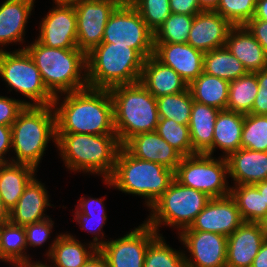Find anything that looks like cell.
Here are the masks:
<instances>
[{
	"label": "cell",
	"instance_id": "1",
	"mask_svg": "<svg viewBox=\"0 0 267 267\" xmlns=\"http://www.w3.org/2000/svg\"><path fill=\"white\" fill-rule=\"evenodd\" d=\"M63 94V102H59L61 97L57 95L52 104L56 133L116 134L108 89L86 87Z\"/></svg>",
	"mask_w": 267,
	"mask_h": 267
},
{
	"label": "cell",
	"instance_id": "2",
	"mask_svg": "<svg viewBox=\"0 0 267 267\" xmlns=\"http://www.w3.org/2000/svg\"><path fill=\"white\" fill-rule=\"evenodd\" d=\"M23 49L29 53L46 88L54 96L88 87L87 54L79 48H50L36 39Z\"/></svg>",
	"mask_w": 267,
	"mask_h": 267
},
{
	"label": "cell",
	"instance_id": "3",
	"mask_svg": "<svg viewBox=\"0 0 267 267\" xmlns=\"http://www.w3.org/2000/svg\"><path fill=\"white\" fill-rule=\"evenodd\" d=\"M57 148L67 169L102 175L108 179L115 168L121 143L116 134L56 133Z\"/></svg>",
	"mask_w": 267,
	"mask_h": 267
},
{
	"label": "cell",
	"instance_id": "4",
	"mask_svg": "<svg viewBox=\"0 0 267 267\" xmlns=\"http://www.w3.org/2000/svg\"><path fill=\"white\" fill-rule=\"evenodd\" d=\"M174 171L162 164L142 160L120 148L112 175L104 182L123 193L144 197L147 207L169 188Z\"/></svg>",
	"mask_w": 267,
	"mask_h": 267
},
{
	"label": "cell",
	"instance_id": "5",
	"mask_svg": "<svg viewBox=\"0 0 267 267\" xmlns=\"http://www.w3.org/2000/svg\"><path fill=\"white\" fill-rule=\"evenodd\" d=\"M50 139L57 144L53 106H25L11 125L12 149L16 157L8 158V162L37 169Z\"/></svg>",
	"mask_w": 267,
	"mask_h": 267
},
{
	"label": "cell",
	"instance_id": "6",
	"mask_svg": "<svg viewBox=\"0 0 267 267\" xmlns=\"http://www.w3.org/2000/svg\"><path fill=\"white\" fill-rule=\"evenodd\" d=\"M108 90L113 101L114 128L121 145L139 133L156 130L157 99L141 82L117 85Z\"/></svg>",
	"mask_w": 267,
	"mask_h": 267
},
{
	"label": "cell",
	"instance_id": "7",
	"mask_svg": "<svg viewBox=\"0 0 267 267\" xmlns=\"http://www.w3.org/2000/svg\"><path fill=\"white\" fill-rule=\"evenodd\" d=\"M144 61L136 49L101 43L87 53L88 87L110 89L140 82Z\"/></svg>",
	"mask_w": 267,
	"mask_h": 267
},
{
	"label": "cell",
	"instance_id": "8",
	"mask_svg": "<svg viewBox=\"0 0 267 267\" xmlns=\"http://www.w3.org/2000/svg\"><path fill=\"white\" fill-rule=\"evenodd\" d=\"M210 199L206 193L183 186L174 179L151 205V214L145 222L157 233L162 225L175 227L181 232L190 227Z\"/></svg>",
	"mask_w": 267,
	"mask_h": 267
},
{
	"label": "cell",
	"instance_id": "9",
	"mask_svg": "<svg viewBox=\"0 0 267 267\" xmlns=\"http://www.w3.org/2000/svg\"><path fill=\"white\" fill-rule=\"evenodd\" d=\"M212 156L196 153L182 157L174 171V179L183 186L206 193L210 198L229 196L227 159Z\"/></svg>",
	"mask_w": 267,
	"mask_h": 267
},
{
	"label": "cell",
	"instance_id": "10",
	"mask_svg": "<svg viewBox=\"0 0 267 267\" xmlns=\"http://www.w3.org/2000/svg\"><path fill=\"white\" fill-rule=\"evenodd\" d=\"M0 77L7 86L31 100L30 106L52 105L55 96L46 88L29 53L21 48L0 51Z\"/></svg>",
	"mask_w": 267,
	"mask_h": 267
},
{
	"label": "cell",
	"instance_id": "11",
	"mask_svg": "<svg viewBox=\"0 0 267 267\" xmlns=\"http://www.w3.org/2000/svg\"><path fill=\"white\" fill-rule=\"evenodd\" d=\"M102 43L128 46L145 59L154 54V32L132 4L115 8L105 26Z\"/></svg>",
	"mask_w": 267,
	"mask_h": 267
},
{
	"label": "cell",
	"instance_id": "12",
	"mask_svg": "<svg viewBox=\"0 0 267 267\" xmlns=\"http://www.w3.org/2000/svg\"><path fill=\"white\" fill-rule=\"evenodd\" d=\"M158 235L144 222L123 237L106 241L98 250L108 267H143L147 247Z\"/></svg>",
	"mask_w": 267,
	"mask_h": 267
},
{
	"label": "cell",
	"instance_id": "13",
	"mask_svg": "<svg viewBox=\"0 0 267 267\" xmlns=\"http://www.w3.org/2000/svg\"><path fill=\"white\" fill-rule=\"evenodd\" d=\"M178 234L179 241L192 256L188 257L185 254L186 267H226V236L191 230L189 227Z\"/></svg>",
	"mask_w": 267,
	"mask_h": 267
},
{
	"label": "cell",
	"instance_id": "14",
	"mask_svg": "<svg viewBox=\"0 0 267 267\" xmlns=\"http://www.w3.org/2000/svg\"><path fill=\"white\" fill-rule=\"evenodd\" d=\"M117 6L112 0H82L75 6L80 50L87 54L102 43L105 26Z\"/></svg>",
	"mask_w": 267,
	"mask_h": 267
},
{
	"label": "cell",
	"instance_id": "15",
	"mask_svg": "<svg viewBox=\"0 0 267 267\" xmlns=\"http://www.w3.org/2000/svg\"><path fill=\"white\" fill-rule=\"evenodd\" d=\"M42 19L37 38L41 44L50 48H78L75 7L55 5Z\"/></svg>",
	"mask_w": 267,
	"mask_h": 267
},
{
	"label": "cell",
	"instance_id": "16",
	"mask_svg": "<svg viewBox=\"0 0 267 267\" xmlns=\"http://www.w3.org/2000/svg\"><path fill=\"white\" fill-rule=\"evenodd\" d=\"M243 222L235 200L229 195L211 198L189 228L229 237Z\"/></svg>",
	"mask_w": 267,
	"mask_h": 267
},
{
	"label": "cell",
	"instance_id": "17",
	"mask_svg": "<svg viewBox=\"0 0 267 267\" xmlns=\"http://www.w3.org/2000/svg\"><path fill=\"white\" fill-rule=\"evenodd\" d=\"M153 56L189 85L203 72L204 52L185 43H154Z\"/></svg>",
	"mask_w": 267,
	"mask_h": 267
},
{
	"label": "cell",
	"instance_id": "18",
	"mask_svg": "<svg viewBox=\"0 0 267 267\" xmlns=\"http://www.w3.org/2000/svg\"><path fill=\"white\" fill-rule=\"evenodd\" d=\"M266 238L261 223L243 222L227 237L226 267H251Z\"/></svg>",
	"mask_w": 267,
	"mask_h": 267
},
{
	"label": "cell",
	"instance_id": "19",
	"mask_svg": "<svg viewBox=\"0 0 267 267\" xmlns=\"http://www.w3.org/2000/svg\"><path fill=\"white\" fill-rule=\"evenodd\" d=\"M233 25L216 11L203 10L194 16L187 44L208 52L224 47Z\"/></svg>",
	"mask_w": 267,
	"mask_h": 267
},
{
	"label": "cell",
	"instance_id": "20",
	"mask_svg": "<svg viewBox=\"0 0 267 267\" xmlns=\"http://www.w3.org/2000/svg\"><path fill=\"white\" fill-rule=\"evenodd\" d=\"M122 147L136 158L162 164L173 171L183 157L156 131L139 133L129 138Z\"/></svg>",
	"mask_w": 267,
	"mask_h": 267
},
{
	"label": "cell",
	"instance_id": "21",
	"mask_svg": "<svg viewBox=\"0 0 267 267\" xmlns=\"http://www.w3.org/2000/svg\"><path fill=\"white\" fill-rule=\"evenodd\" d=\"M226 159L234 185H255L267 180V152L240 148Z\"/></svg>",
	"mask_w": 267,
	"mask_h": 267
},
{
	"label": "cell",
	"instance_id": "22",
	"mask_svg": "<svg viewBox=\"0 0 267 267\" xmlns=\"http://www.w3.org/2000/svg\"><path fill=\"white\" fill-rule=\"evenodd\" d=\"M48 197L45 185L34 177L24 189L17 205L10 210L9 221L25 226L46 220L49 216L45 213V209L52 206Z\"/></svg>",
	"mask_w": 267,
	"mask_h": 267
},
{
	"label": "cell",
	"instance_id": "23",
	"mask_svg": "<svg viewBox=\"0 0 267 267\" xmlns=\"http://www.w3.org/2000/svg\"><path fill=\"white\" fill-rule=\"evenodd\" d=\"M35 0H6L0 5V51L10 43H22ZM2 46V47H1Z\"/></svg>",
	"mask_w": 267,
	"mask_h": 267
},
{
	"label": "cell",
	"instance_id": "24",
	"mask_svg": "<svg viewBox=\"0 0 267 267\" xmlns=\"http://www.w3.org/2000/svg\"><path fill=\"white\" fill-rule=\"evenodd\" d=\"M140 82L155 98L178 94L188 88L174 69L163 65L154 56L145 59Z\"/></svg>",
	"mask_w": 267,
	"mask_h": 267
},
{
	"label": "cell",
	"instance_id": "25",
	"mask_svg": "<svg viewBox=\"0 0 267 267\" xmlns=\"http://www.w3.org/2000/svg\"><path fill=\"white\" fill-rule=\"evenodd\" d=\"M225 46L239 59L247 72L255 73L267 68V54L244 25L230 29Z\"/></svg>",
	"mask_w": 267,
	"mask_h": 267
},
{
	"label": "cell",
	"instance_id": "26",
	"mask_svg": "<svg viewBox=\"0 0 267 267\" xmlns=\"http://www.w3.org/2000/svg\"><path fill=\"white\" fill-rule=\"evenodd\" d=\"M219 109L193 101L189 130L193 154L212 155L214 126Z\"/></svg>",
	"mask_w": 267,
	"mask_h": 267
},
{
	"label": "cell",
	"instance_id": "27",
	"mask_svg": "<svg viewBox=\"0 0 267 267\" xmlns=\"http://www.w3.org/2000/svg\"><path fill=\"white\" fill-rule=\"evenodd\" d=\"M98 249L90 242L88 247L71 234H60L46 253L53 267H81Z\"/></svg>",
	"mask_w": 267,
	"mask_h": 267
},
{
	"label": "cell",
	"instance_id": "28",
	"mask_svg": "<svg viewBox=\"0 0 267 267\" xmlns=\"http://www.w3.org/2000/svg\"><path fill=\"white\" fill-rule=\"evenodd\" d=\"M36 170L27 164L0 163V197L9 211L17 205Z\"/></svg>",
	"mask_w": 267,
	"mask_h": 267
},
{
	"label": "cell",
	"instance_id": "29",
	"mask_svg": "<svg viewBox=\"0 0 267 267\" xmlns=\"http://www.w3.org/2000/svg\"><path fill=\"white\" fill-rule=\"evenodd\" d=\"M244 114L234 111L220 110L214 126L212 154L221 149L227 158L232 152L241 148Z\"/></svg>",
	"mask_w": 267,
	"mask_h": 267
},
{
	"label": "cell",
	"instance_id": "30",
	"mask_svg": "<svg viewBox=\"0 0 267 267\" xmlns=\"http://www.w3.org/2000/svg\"><path fill=\"white\" fill-rule=\"evenodd\" d=\"M195 102L226 110L229 82L202 72L188 85Z\"/></svg>",
	"mask_w": 267,
	"mask_h": 267
},
{
	"label": "cell",
	"instance_id": "31",
	"mask_svg": "<svg viewBox=\"0 0 267 267\" xmlns=\"http://www.w3.org/2000/svg\"><path fill=\"white\" fill-rule=\"evenodd\" d=\"M203 72L228 82L248 73L244 65L226 46L204 53Z\"/></svg>",
	"mask_w": 267,
	"mask_h": 267
},
{
	"label": "cell",
	"instance_id": "32",
	"mask_svg": "<svg viewBox=\"0 0 267 267\" xmlns=\"http://www.w3.org/2000/svg\"><path fill=\"white\" fill-rule=\"evenodd\" d=\"M226 110L241 114H250L257 96L258 80L256 73H250L229 82Z\"/></svg>",
	"mask_w": 267,
	"mask_h": 267
},
{
	"label": "cell",
	"instance_id": "33",
	"mask_svg": "<svg viewBox=\"0 0 267 267\" xmlns=\"http://www.w3.org/2000/svg\"><path fill=\"white\" fill-rule=\"evenodd\" d=\"M244 222L261 223L267 216L263 195L255 185H235L230 190Z\"/></svg>",
	"mask_w": 267,
	"mask_h": 267
},
{
	"label": "cell",
	"instance_id": "34",
	"mask_svg": "<svg viewBox=\"0 0 267 267\" xmlns=\"http://www.w3.org/2000/svg\"><path fill=\"white\" fill-rule=\"evenodd\" d=\"M2 261L9 264L29 262L25 250H27L26 232L24 226H19L10 221L3 223L1 230Z\"/></svg>",
	"mask_w": 267,
	"mask_h": 267
},
{
	"label": "cell",
	"instance_id": "35",
	"mask_svg": "<svg viewBox=\"0 0 267 267\" xmlns=\"http://www.w3.org/2000/svg\"><path fill=\"white\" fill-rule=\"evenodd\" d=\"M159 118L173 119L182 125H189L193 98L190 90L156 98Z\"/></svg>",
	"mask_w": 267,
	"mask_h": 267
},
{
	"label": "cell",
	"instance_id": "36",
	"mask_svg": "<svg viewBox=\"0 0 267 267\" xmlns=\"http://www.w3.org/2000/svg\"><path fill=\"white\" fill-rule=\"evenodd\" d=\"M194 16L171 13L155 31L154 43H187Z\"/></svg>",
	"mask_w": 267,
	"mask_h": 267
},
{
	"label": "cell",
	"instance_id": "37",
	"mask_svg": "<svg viewBox=\"0 0 267 267\" xmlns=\"http://www.w3.org/2000/svg\"><path fill=\"white\" fill-rule=\"evenodd\" d=\"M185 252L174 250L159 234L147 247L143 267H186Z\"/></svg>",
	"mask_w": 267,
	"mask_h": 267
},
{
	"label": "cell",
	"instance_id": "38",
	"mask_svg": "<svg viewBox=\"0 0 267 267\" xmlns=\"http://www.w3.org/2000/svg\"><path fill=\"white\" fill-rule=\"evenodd\" d=\"M155 131L183 157L193 155L188 125L179 124L173 119L159 118Z\"/></svg>",
	"mask_w": 267,
	"mask_h": 267
},
{
	"label": "cell",
	"instance_id": "39",
	"mask_svg": "<svg viewBox=\"0 0 267 267\" xmlns=\"http://www.w3.org/2000/svg\"><path fill=\"white\" fill-rule=\"evenodd\" d=\"M241 148L267 152V115L244 116Z\"/></svg>",
	"mask_w": 267,
	"mask_h": 267
},
{
	"label": "cell",
	"instance_id": "40",
	"mask_svg": "<svg viewBox=\"0 0 267 267\" xmlns=\"http://www.w3.org/2000/svg\"><path fill=\"white\" fill-rule=\"evenodd\" d=\"M258 0H220L214 10L233 26L245 25L255 15Z\"/></svg>",
	"mask_w": 267,
	"mask_h": 267
},
{
	"label": "cell",
	"instance_id": "41",
	"mask_svg": "<svg viewBox=\"0 0 267 267\" xmlns=\"http://www.w3.org/2000/svg\"><path fill=\"white\" fill-rule=\"evenodd\" d=\"M132 5L154 33L172 13L169 0H133Z\"/></svg>",
	"mask_w": 267,
	"mask_h": 267
},
{
	"label": "cell",
	"instance_id": "42",
	"mask_svg": "<svg viewBox=\"0 0 267 267\" xmlns=\"http://www.w3.org/2000/svg\"><path fill=\"white\" fill-rule=\"evenodd\" d=\"M54 221L51 218L25 225L27 247L42 246L50 238Z\"/></svg>",
	"mask_w": 267,
	"mask_h": 267
},
{
	"label": "cell",
	"instance_id": "43",
	"mask_svg": "<svg viewBox=\"0 0 267 267\" xmlns=\"http://www.w3.org/2000/svg\"><path fill=\"white\" fill-rule=\"evenodd\" d=\"M74 212L76 222H78L79 226L82 228V230H87L89 233H92L93 235H96L93 237V241L91 242L97 249H99L104 243H106V240L104 239V233L102 227L105 225V222L107 220V217H101V218H91L86 214H83L79 212L77 209ZM90 225V226H89ZM102 236L101 240L99 238L100 235Z\"/></svg>",
	"mask_w": 267,
	"mask_h": 267
},
{
	"label": "cell",
	"instance_id": "44",
	"mask_svg": "<svg viewBox=\"0 0 267 267\" xmlns=\"http://www.w3.org/2000/svg\"><path fill=\"white\" fill-rule=\"evenodd\" d=\"M25 106L30 102L0 95V125L11 126Z\"/></svg>",
	"mask_w": 267,
	"mask_h": 267
},
{
	"label": "cell",
	"instance_id": "45",
	"mask_svg": "<svg viewBox=\"0 0 267 267\" xmlns=\"http://www.w3.org/2000/svg\"><path fill=\"white\" fill-rule=\"evenodd\" d=\"M103 198H86L83 196L80 198L79 206L77 205L76 209L83 213L88 215L91 218H101V217H107L105 213V206L103 204ZM98 211L100 212L98 214ZM99 215V216H98Z\"/></svg>",
	"mask_w": 267,
	"mask_h": 267
},
{
	"label": "cell",
	"instance_id": "46",
	"mask_svg": "<svg viewBox=\"0 0 267 267\" xmlns=\"http://www.w3.org/2000/svg\"><path fill=\"white\" fill-rule=\"evenodd\" d=\"M267 54V22L254 17L244 25Z\"/></svg>",
	"mask_w": 267,
	"mask_h": 267
},
{
	"label": "cell",
	"instance_id": "47",
	"mask_svg": "<svg viewBox=\"0 0 267 267\" xmlns=\"http://www.w3.org/2000/svg\"><path fill=\"white\" fill-rule=\"evenodd\" d=\"M169 3L172 13L196 15L203 11L198 0H169Z\"/></svg>",
	"mask_w": 267,
	"mask_h": 267
},
{
	"label": "cell",
	"instance_id": "48",
	"mask_svg": "<svg viewBox=\"0 0 267 267\" xmlns=\"http://www.w3.org/2000/svg\"><path fill=\"white\" fill-rule=\"evenodd\" d=\"M12 148L11 126L0 125V163H7L4 157Z\"/></svg>",
	"mask_w": 267,
	"mask_h": 267
},
{
	"label": "cell",
	"instance_id": "49",
	"mask_svg": "<svg viewBox=\"0 0 267 267\" xmlns=\"http://www.w3.org/2000/svg\"><path fill=\"white\" fill-rule=\"evenodd\" d=\"M250 114L267 115V92H261V90L257 92Z\"/></svg>",
	"mask_w": 267,
	"mask_h": 267
},
{
	"label": "cell",
	"instance_id": "50",
	"mask_svg": "<svg viewBox=\"0 0 267 267\" xmlns=\"http://www.w3.org/2000/svg\"><path fill=\"white\" fill-rule=\"evenodd\" d=\"M251 267H267V238L253 260Z\"/></svg>",
	"mask_w": 267,
	"mask_h": 267
},
{
	"label": "cell",
	"instance_id": "51",
	"mask_svg": "<svg viewBox=\"0 0 267 267\" xmlns=\"http://www.w3.org/2000/svg\"><path fill=\"white\" fill-rule=\"evenodd\" d=\"M81 267H108L104 256L97 250Z\"/></svg>",
	"mask_w": 267,
	"mask_h": 267
},
{
	"label": "cell",
	"instance_id": "52",
	"mask_svg": "<svg viewBox=\"0 0 267 267\" xmlns=\"http://www.w3.org/2000/svg\"><path fill=\"white\" fill-rule=\"evenodd\" d=\"M254 18L267 22V0L257 1Z\"/></svg>",
	"mask_w": 267,
	"mask_h": 267
},
{
	"label": "cell",
	"instance_id": "53",
	"mask_svg": "<svg viewBox=\"0 0 267 267\" xmlns=\"http://www.w3.org/2000/svg\"><path fill=\"white\" fill-rule=\"evenodd\" d=\"M258 80V88L261 92H267V68L255 72Z\"/></svg>",
	"mask_w": 267,
	"mask_h": 267
},
{
	"label": "cell",
	"instance_id": "54",
	"mask_svg": "<svg viewBox=\"0 0 267 267\" xmlns=\"http://www.w3.org/2000/svg\"><path fill=\"white\" fill-rule=\"evenodd\" d=\"M220 0H198L199 6L202 10L214 11Z\"/></svg>",
	"mask_w": 267,
	"mask_h": 267
},
{
	"label": "cell",
	"instance_id": "55",
	"mask_svg": "<svg viewBox=\"0 0 267 267\" xmlns=\"http://www.w3.org/2000/svg\"><path fill=\"white\" fill-rule=\"evenodd\" d=\"M9 218H10V211L4 205V202L2 201L0 197V223L8 222Z\"/></svg>",
	"mask_w": 267,
	"mask_h": 267
},
{
	"label": "cell",
	"instance_id": "56",
	"mask_svg": "<svg viewBox=\"0 0 267 267\" xmlns=\"http://www.w3.org/2000/svg\"><path fill=\"white\" fill-rule=\"evenodd\" d=\"M261 195H263L264 207H267V180L255 184Z\"/></svg>",
	"mask_w": 267,
	"mask_h": 267
},
{
	"label": "cell",
	"instance_id": "57",
	"mask_svg": "<svg viewBox=\"0 0 267 267\" xmlns=\"http://www.w3.org/2000/svg\"><path fill=\"white\" fill-rule=\"evenodd\" d=\"M12 266L14 267H52V265H46L45 263H42L40 261H37V262H32L29 261V262H22V263H16V264H13Z\"/></svg>",
	"mask_w": 267,
	"mask_h": 267
},
{
	"label": "cell",
	"instance_id": "58",
	"mask_svg": "<svg viewBox=\"0 0 267 267\" xmlns=\"http://www.w3.org/2000/svg\"><path fill=\"white\" fill-rule=\"evenodd\" d=\"M82 0H54L55 5L58 6H77Z\"/></svg>",
	"mask_w": 267,
	"mask_h": 267
},
{
	"label": "cell",
	"instance_id": "59",
	"mask_svg": "<svg viewBox=\"0 0 267 267\" xmlns=\"http://www.w3.org/2000/svg\"><path fill=\"white\" fill-rule=\"evenodd\" d=\"M116 2L118 5H130L133 3V0H112Z\"/></svg>",
	"mask_w": 267,
	"mask_h": 267
},
{
	"label": "cell",
	"instance_id": "60",
	"mask_svg": "<svg viewBox=\"0 0 267 267\" xmlns=\"http://www.w3.org/2000/svg\"><path fill=\"white\" fill-rule=\"evenodd\" d=\"M261 224H262L263 230H264V232H265V235H266V237H267V216H266V218L261 222Z\"/></svg>",
	"mask_w": 267,
	"mask_h": 267
},
{
	"label": "cell",
	"instance_id": "61",
	"mask_svg": "<svg viewBox=\"0 0 267 267\" xmlns=\"http://www.w3.org/2000/svg\"><path fill=\"white\" fill-rule=\"evenodd\" d=\"M3 223H0V239H1V230ZM2 260V252H1V241H0V261Z\"/></svg>",
	"mask_w": 267,
	"mask_h": 267
}]
</instances>
